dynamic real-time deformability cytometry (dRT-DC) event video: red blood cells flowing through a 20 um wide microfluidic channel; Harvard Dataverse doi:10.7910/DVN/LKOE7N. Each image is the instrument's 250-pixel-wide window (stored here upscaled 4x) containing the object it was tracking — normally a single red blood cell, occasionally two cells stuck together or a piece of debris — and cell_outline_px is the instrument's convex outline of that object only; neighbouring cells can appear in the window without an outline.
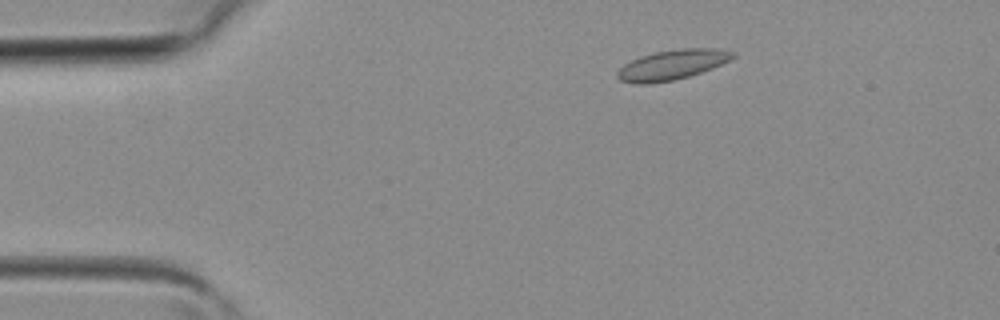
{"species": "common noctule bat (a hibernating species)", "species_latin": "Nyctalus noctula", "temperature_condition": "room temperature", "stored_images_in_passage": 39, "camera_frame_rate_fps": 3000, "um_per_image_px": 0.085, "animal": {"sex": "female", "body_mass_g": 19.3, "forearm_length_mm": 54.1}, "frame": {"image": 1, "passage_image": 5, "time_ms": 1.333, "image_size_px": [1000, 320], "cell_outline_px": [[736, 56], [712, 68], [688, 76], [672, 80], [652, 84], [636, 84], [620, 80], [616, 76], [616, 72], [624, 64], [640, 56], [656, 52], [680, 48], [720, 48], [736, 52]], "centroid_in_image_um": [57.12, 5.5], "position_along_channel_um": 27.9, "area_um2": 20.11}}
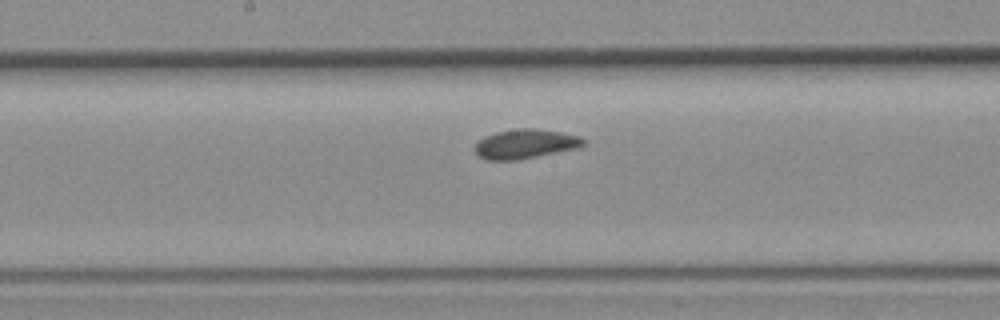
{"frame": {"image": 2, "passage_image": 19, "time_ms": 6.0, "image_size_px": [1000, 320], "cell_outline_px": [[588, 140], [584, 144], [576, 148], [516, 160], [488, 160], [480, 156], [476, 152], [476, 144], [484, 136], [496, 132], [520, 128], [532, 128], [560, 132], [580, 136]], "centroid_in_image_um": [44.67, 12.22], "position_along_channel_um": 203.5, "area_um2": 18.26}}
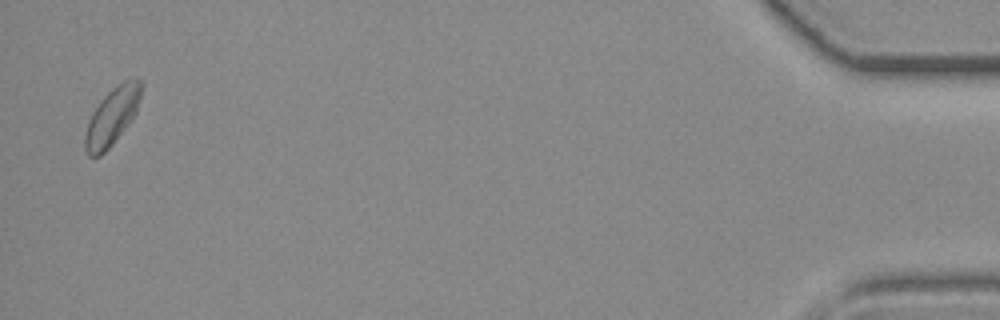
{"frame": {"image": 3, "passage_image": 38, "time_ms": 12.333, "image_size_px": [1000, 320], "cell_outline_px": [[144, 84], [136, 112], [132, 120], [112, 144], [100, 156], [88, 156], [84, 148], [84, 136], [88, 120], [92, 112], [100, 100], [112, 88], [124, 80], [132, 76], [136, 76]], "centroid_in_image_um": [9.54, 9.85], "position_along_channel_um": 425.7, "area_um2": 19.07}}